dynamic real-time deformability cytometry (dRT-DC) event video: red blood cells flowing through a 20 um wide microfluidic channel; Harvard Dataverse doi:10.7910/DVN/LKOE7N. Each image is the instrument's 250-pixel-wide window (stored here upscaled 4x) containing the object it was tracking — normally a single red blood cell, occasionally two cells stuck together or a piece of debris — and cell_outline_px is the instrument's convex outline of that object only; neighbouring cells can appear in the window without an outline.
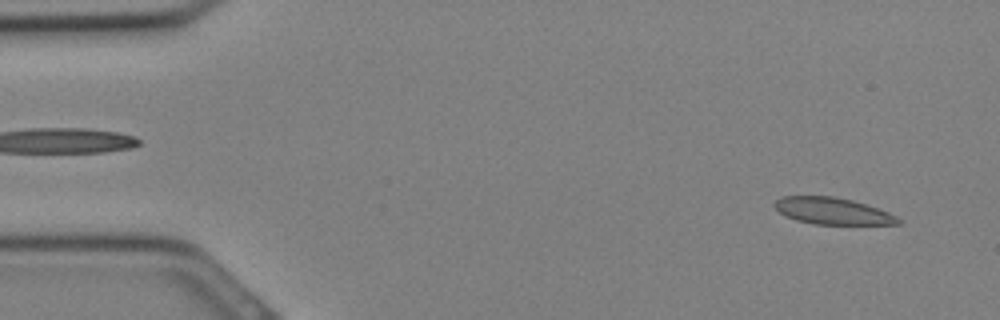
{"species": "Egyptian fruit bat (a non-hibernating species)", "species_latin": "Rousettus aegyptiacus", "temperature_condition": "cold", "stored_images_in_passage": 13, "camera_frame_rate_fps": 3000, "um_per_image_px": 0.085, "animal": {"sex": "female"}, "frame": {"image": 1, "passage_image": 2, "time_ms": 0.333, "image_size_px": [1000, 320], "cell_outline_px": [[900, 224], [816, 224], [796, 220], [784, 216], [772, 204], [780, 196], [832, 196], [852, 200], [888, 212], [896, 216], [900, 220]], "centroid_in_image_um": [70.71, 17.93], "position_along_channel_um": 14.3, "area_um2": 19.07}}
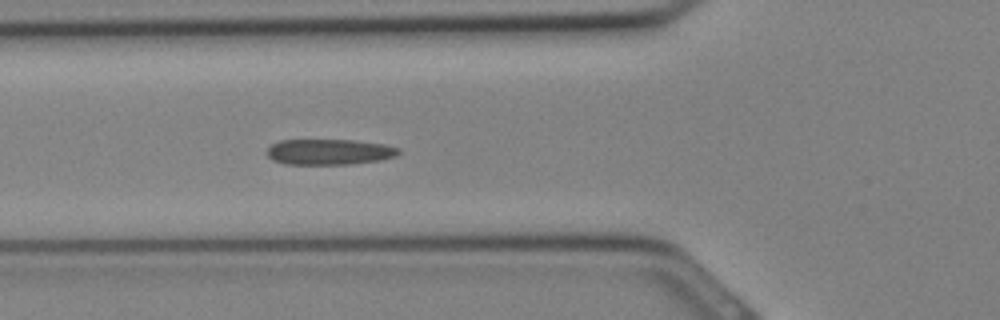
{"frame": {"image": 2, "passage_image": 11, "time_ms": 3.333, "image_size_px": [1000, 320], "cell_outline_px": [[400, 152], [396, 156], [380, 160], [348, 164], [284, 164], [272, 160], [268, 156], [268, 148], [272, 144], [280, 140], [352, 140], [384, 144], [400, 148]], "centroid_in_image_um": [27.99, 12.91], "position_along_channel_um": 97.8, "area_um2": 19.65}}
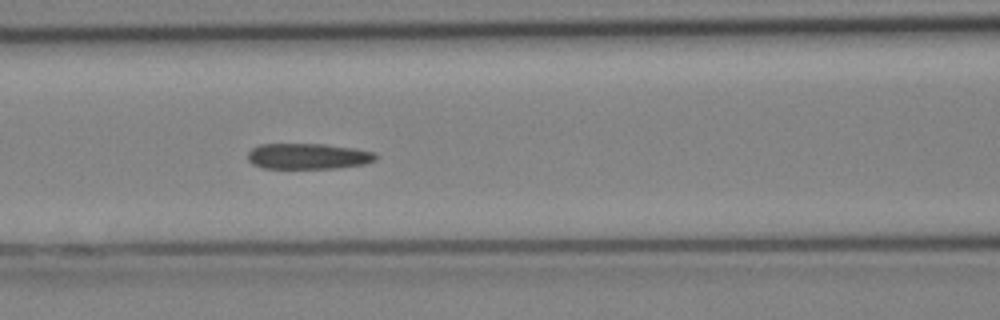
{"frame": {"image": 3, "passage_image": 13, "time_ms": 4.0, "image_size_px": [1000, 320], "cell_outline_px": [[376, 160], [364, 164], [336, 168], [264, 168], [252, 164], [248, 160], [248, 152], [252, 148], [260, 144], [324, 144], [356, 148], [376, 152]], "centroid_in_image_um": [26.2, 13.27], "position_along_channel_um": 140.4, "area_um2": 19.31}}